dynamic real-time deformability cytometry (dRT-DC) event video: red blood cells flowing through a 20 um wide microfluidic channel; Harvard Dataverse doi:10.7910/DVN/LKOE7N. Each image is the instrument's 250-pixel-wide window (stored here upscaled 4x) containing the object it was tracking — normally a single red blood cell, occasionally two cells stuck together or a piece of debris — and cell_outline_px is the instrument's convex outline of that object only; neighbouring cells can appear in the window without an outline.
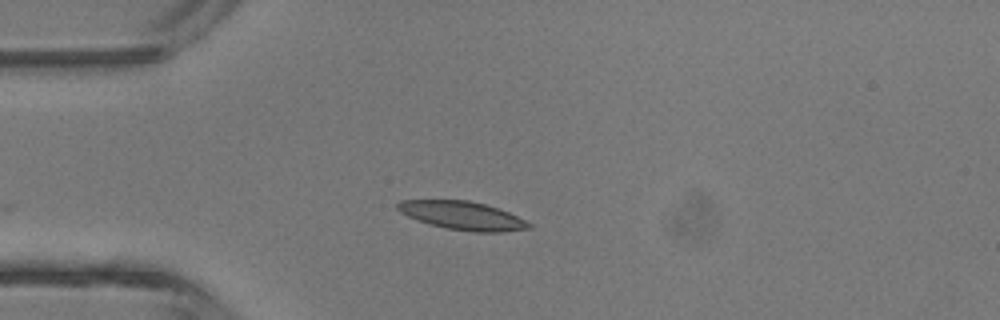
{"species": "common noctule bat (a hibernating species)", "species_latin": "Nyctalus noctula", "temperature_condition": "room temperature", "stored_images_in_passage": 2, "camera_frame_rate_fps": 3000, "um_per_image_px": 0.085, "animal": {"sex": "male", "body_mass_g": 13.3}, "frame": {"image": 1, "passage_image": 2, "time_ms": 1.0, "image_size_px": [1000, 320], "cell_outline_px": [[532, 228], [500, 232], [472, 232], [448, 228], [428, 224], [408, 216], [400, 212], [396, 208], [396, 204], [400, 200], [468, 200], [484, 204], [508, 212], [532, 224]], "centroid_in_image_um": [39.28, 18.32], "position_along_channel_um": 45.7, "area_um2": 21.56}}